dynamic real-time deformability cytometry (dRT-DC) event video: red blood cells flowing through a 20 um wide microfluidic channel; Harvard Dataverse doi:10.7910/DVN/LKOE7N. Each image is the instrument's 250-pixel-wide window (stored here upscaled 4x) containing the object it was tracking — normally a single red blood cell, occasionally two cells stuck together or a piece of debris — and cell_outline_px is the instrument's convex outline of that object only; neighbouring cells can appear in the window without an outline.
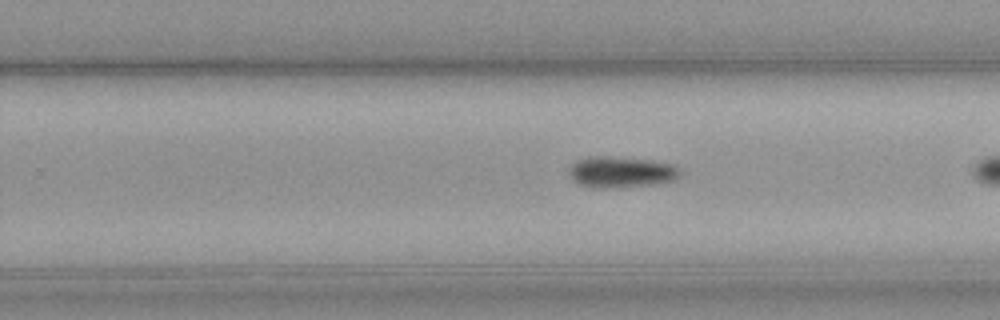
{"species": "common noctule bat (a hibernating species)", "species_latin": "Nyctalus noctula", "temperature_condition": "cold", "stored_images_in_passage": 25, "camera_frame_rate_fps": 3000, "um_per_image_px": 0.085, "animal": {"sex": "male", "body_mass_g": 23.1, "forearm_length_mm": 52.7}, "frame": {"image": 1, "passage_image": 15, "time_ms": 4.667, "image_size_px": [1000, 320], "cell_outline_px": [[680, 172], [672, 180], [652, 184], [592, 188], [580, 184], [572, 180], [568, 172], [572, 164], [576, 160], [588, 156], [608, 156], [648, 160], [672, 164]], "centroid_in_image_um": [52.69, 14.6], "position_along_channel_um": 277.1, "area_um2": 19.59}}